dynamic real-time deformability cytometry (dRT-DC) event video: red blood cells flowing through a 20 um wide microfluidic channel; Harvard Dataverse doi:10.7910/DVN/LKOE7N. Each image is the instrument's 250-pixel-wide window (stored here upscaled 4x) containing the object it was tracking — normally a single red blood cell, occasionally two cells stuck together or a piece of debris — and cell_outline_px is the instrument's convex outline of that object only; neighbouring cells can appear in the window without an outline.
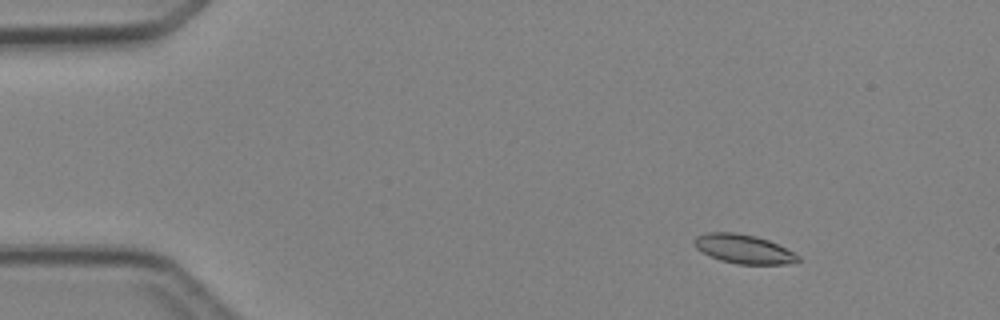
{"species": "Egyptian fruit bat (a non-hibernating species)", "species_latin": "Rousettus aegyptiacus", "temperature_condition": "cold", "stored_images_in_passage": 5, "camera_frame_rate_fps": 3000, "um_per_image_px": 0.085, "animal": {"sex": "female"}, "frame": {"image": 1, "passage_image": 2, "time_ms": 1.333, "image_size_px": [1000, 320], "cell_outline_px": [[800, 260], [784, 264], [740, 264], [720, 260], [696, 248], [696, 236], [708, 232], [736, 232], [756, 236], [768, 240], [800, 256]], "centroid_in_image_um": [63.21, 21.15], "position_along_channel_um": 21.8, "area_um2": 17.11}}
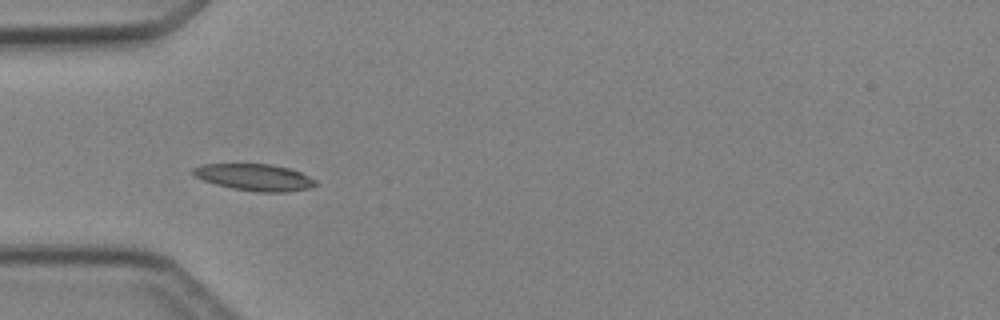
{"frame": {"image": 2, "passage_image": 4, "time_ms": 4.333, "image_size_px": [1000, 320], "cell_outline_px": [[320, 184], [308, 188], [288, 192], [256, 192], [232, 188], [216, 184], [192, 176], [192, 168], [200, 164], [268, 164], [288, 168], [300, 172], [316, 180]], "centroid_in_image_um": [21.63, 15.07], "position_along_channel_um": 63.4, "area_um2": 19.13}}
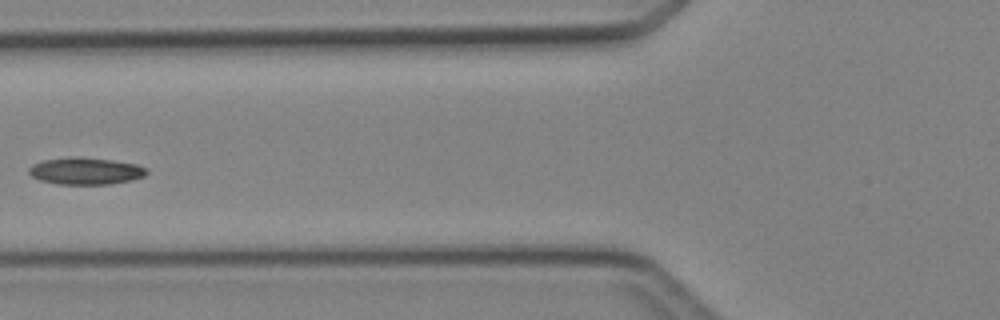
{"frame": {"image": 3, "passage_image": 5, "time_ms": 5.667, "image_size_px": [1000, 320], "cell_outline_px": [[148, 172], [144, 176], [132, 180], [108, 184], [56, 184], [40, 180], [32, 176], [28, 172], [28, 168], [32, 164], [44, 160], [76, 156], [80, 156], [112, 160], [136, 164], [148, 168]], "centroid_in_image_um": [7.28, 14.53], "position_along_channel_um": 118.5, "area_um2": 18.61}}